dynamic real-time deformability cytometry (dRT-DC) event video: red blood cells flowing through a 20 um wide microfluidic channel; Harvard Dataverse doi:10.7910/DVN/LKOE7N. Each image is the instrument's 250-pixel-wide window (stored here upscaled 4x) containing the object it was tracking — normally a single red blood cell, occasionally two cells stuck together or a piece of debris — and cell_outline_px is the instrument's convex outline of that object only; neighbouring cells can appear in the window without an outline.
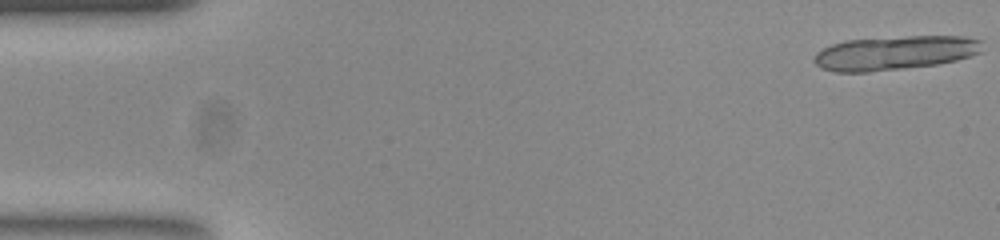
{"species": "common noctule bat (a hibernating species)", "species_latin": "Nyctalus noctula", "temperature_condition": "room temperature", "stored_images_in_passage": 17, "camera_frame_rate_fps": 3000, "um_per_image_px": 0.085, "animal": {"sex": "female", "body_mass_g": 23.0, "forearm_length_mm": 53.4}, "frame": {"image": 1, "passage_image": 1, "time_ms": 0.0, "image_size_px": [1000, 240], "cell_outline_px": [[984, 40], [980, 52], [956, 60], [936, 64], [904, 68], [868, 72], [836, 72], [820, 68], [812, 60], [816, 52], [832, 44], [844, 40], [908, 36], [964, 36]], "centroid_in_image_um": [76.04, 4.49], "position_along_channel_um": 9.0, "area_um2": 33.47}}